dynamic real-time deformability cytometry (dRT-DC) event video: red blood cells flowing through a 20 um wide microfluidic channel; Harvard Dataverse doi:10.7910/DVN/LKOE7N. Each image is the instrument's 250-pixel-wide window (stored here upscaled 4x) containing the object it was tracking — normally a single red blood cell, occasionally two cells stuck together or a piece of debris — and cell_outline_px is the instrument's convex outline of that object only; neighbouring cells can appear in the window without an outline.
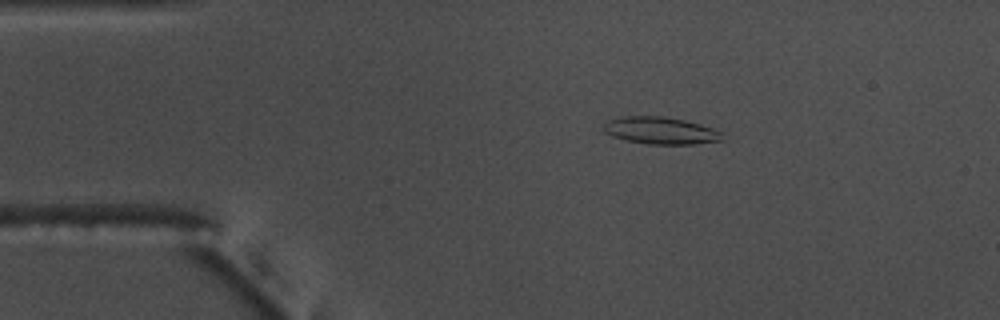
{"species": "common noctule bat (a hibernating species)", "species_latin": "Nyctalus noctula", "temperature_condition": "warm", "stored_images_in_passage": 54, "camera_frame_rate_fps": 3000, "um_per_image_px": 0.085, "animal": {"sex": "male", "body_mass_g": 17.5, "forearm_length_mm": 52.3}, "frame": {"image": 1, "passage_image": 9, "time_ms": 2.667, "image_size_px": [1000, 320], "cell_outline_px": [[728, 140], [692, 144], [648, 144], [624, 140], [612, 136], [604, 132], [600, 128], [604, 120], [620, 116], [664, 116], [684, 120], [700, 124], [712, 128], [720, 132]], "centroid_in_image_um": [56.09, 11.09], "position_along_channel_um": 28.9, "area_um2": 19.25}}
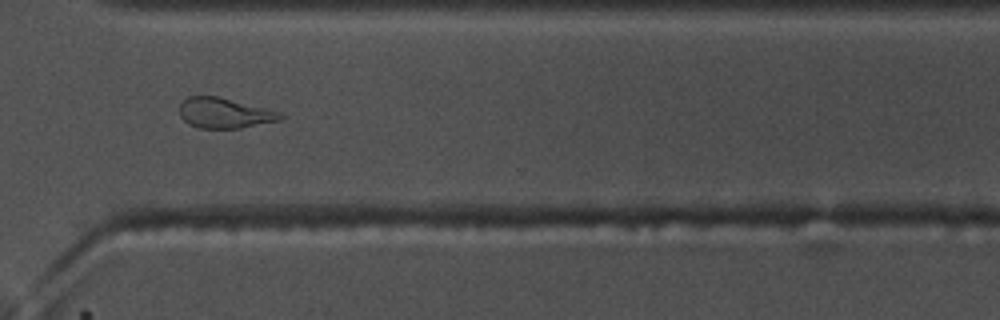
{"frame": {"image": 2, "passage_image": 39, "time_ms": 12.667, "image_size_px": [1000, 320], "cell_outline_px": [[288, 116], [280, 120], [240, 128], [200, 128], [188, 124], [180, 116], [180, 104], [188, 96], [216, 96], [284, 112]], "centroid_in_image_um": [19.14, 9.61], "position_along_channel_um": 351.5, "area_um2": 17.92}}
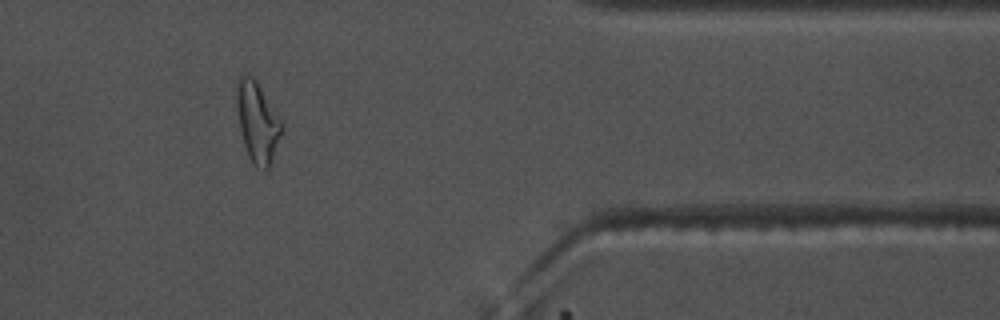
{"frame": {"image": 3, "passage_image": 44, "time_ms": 14.333, "image_size_px": [1000, 320], "cell_outline_px": [[284, 128], [272, 160], [268, 168], [264, 172], [256, 168], [252, 164], [248, 156], [244, 144], [240, 128], [236, 104], [236, 80], [244, 72], [252, 76], [256, 80], [284, 124]], "centroid_in_image_um": [21.88, 10.38], "position_along_channel_um": 389.5, "area_um2": 21.44}, "authors_computed_cell_mechanics": {"area_um2": 18.0047, "velocity_mm_per_s": 3.7419, "shape_relaxation_time_tau1_ms": 7.3924, "shape_relaxation_time_tau2_ms": 2.7562, "deformation_change_tau1": 0.2084, "deformation_change_tau2": 0.1246}}